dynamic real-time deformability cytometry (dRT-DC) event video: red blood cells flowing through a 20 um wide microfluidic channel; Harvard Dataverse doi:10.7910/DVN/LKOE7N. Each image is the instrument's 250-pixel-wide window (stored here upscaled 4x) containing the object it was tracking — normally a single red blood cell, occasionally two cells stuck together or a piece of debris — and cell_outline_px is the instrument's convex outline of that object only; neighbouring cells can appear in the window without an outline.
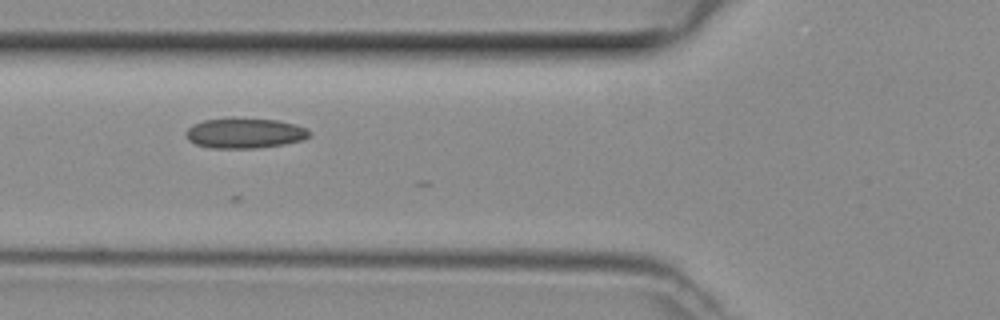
{"species": "common noctule bat (a hibernating species)", "species_latin": "Nyctalus noctula", "temperature_condition": "room temperature", "stored_images_in_passage": 13, "camera_frame_rate_fps": 3000, "um_per_image_px": 0.085, "animal": {"sex": "female", "body_mass_g": 29.2, "forearm_length_mm": 56.3}, "frame": {"image": 1, "passage_image": 4, "time_ms": 1.0, "image_size_px": [1000, 320], "cell_outline_px": [[312, 132], [304, 140], [284, 144], [256, 148], [212, 148], [196, 144], [188, 140], [184, 132], [192, 124], [204, 120], [232, 116], [276, 120], [296, 124]], "centroid_in_image_um": [20.77, 11.29], "position_along_channel_um": 105.0, "area_um2": 22.2}}
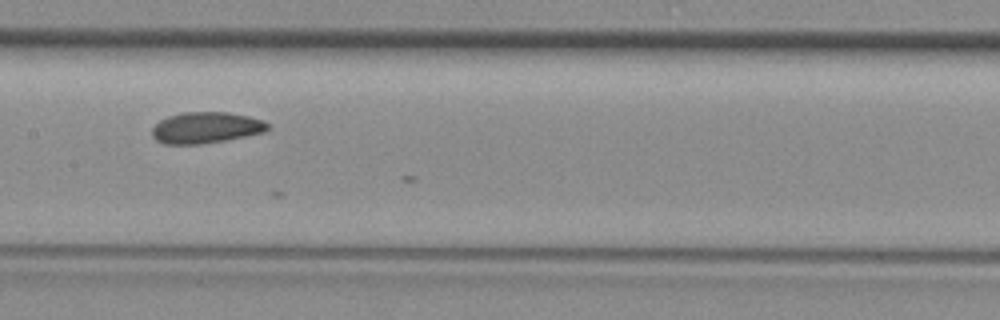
{"frame": {"image": 2, "passage_image": 10, "time_ms": 3.0, "image_size_px": [1000, 320], "cell_outline_px": [[268, 128], [264, 132], [224, 140], [200, 144], [164, 144], [156, 140], [152, 136], [152, 128], [160, 120], [168, 116], [184, 112], [228, 112], [248, 116], [264, 120], [268, 124]], "centroid_in_image_um": [17.48, 10.84], "position_along_channel_um": 189.9, "area_um2": 20.92}}